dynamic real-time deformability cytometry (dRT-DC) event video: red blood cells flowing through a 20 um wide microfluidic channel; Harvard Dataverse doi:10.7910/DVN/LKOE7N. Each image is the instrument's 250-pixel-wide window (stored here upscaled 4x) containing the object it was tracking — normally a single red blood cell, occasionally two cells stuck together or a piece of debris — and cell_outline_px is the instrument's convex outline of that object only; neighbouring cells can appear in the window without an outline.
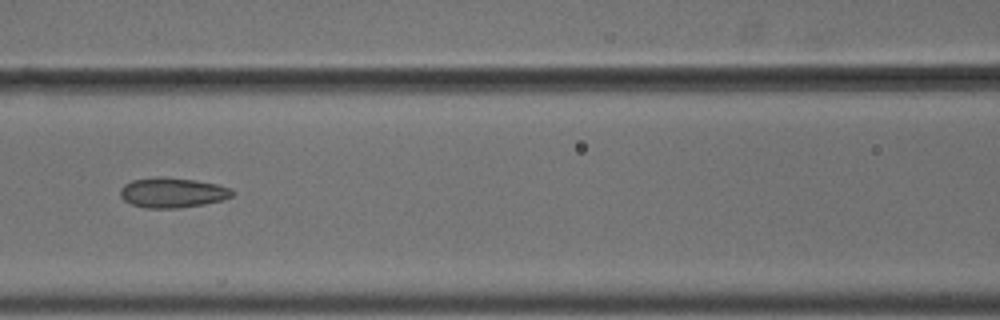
{"species": "common noctule bat (a hibernating species)", "species_latin": "Nyctalus noctula", "temperature_condition": "cold", "stored_images_in_passage": 8, "camera_frame_rate_fps": 3000, "um_per_image_px": 0.085, "animal": {"sex": "male", "body_mass_g": 18.8}, "frame": {"image": 1, "passage_image": 7, "time_ms": 2.0, "image_size_px": [1000, 320], "cell_outline_px": [[236, 192], [232, 196], [224, 200], [204, 204], [180, 208], [144, 208], [132, 204], [124, 200], [120, 196], [120, 188], [124, 184], [132, 180], [156, 176], [164, 176], [196, 180], [216, 184], [232, 188]], "centroid_in_image_um": [14.67, 16.37], "position_along_channel_um": 151.9, "area_um2": 19.94}}
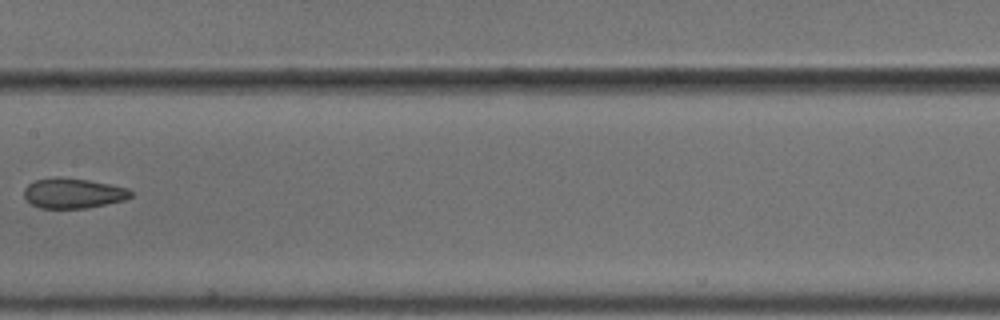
{"frame": {"image": 2, "passage_image": 8, "time_ms": 2.333, "image_size_px": [1000, 320], "cell_outline_px": [[132, 196], [124, 200], [88, 208], [40, 208], [32, 204], [24, 196], [24, 188], [28, 184], [36, 180], [56, 176], [60, 176], [88, 180], [128, 188], [132, 192]], "centroid_in_image_um": [6.21, 16.42], "position_along_channel_um": 201.2, "area_um2": 18.73}}